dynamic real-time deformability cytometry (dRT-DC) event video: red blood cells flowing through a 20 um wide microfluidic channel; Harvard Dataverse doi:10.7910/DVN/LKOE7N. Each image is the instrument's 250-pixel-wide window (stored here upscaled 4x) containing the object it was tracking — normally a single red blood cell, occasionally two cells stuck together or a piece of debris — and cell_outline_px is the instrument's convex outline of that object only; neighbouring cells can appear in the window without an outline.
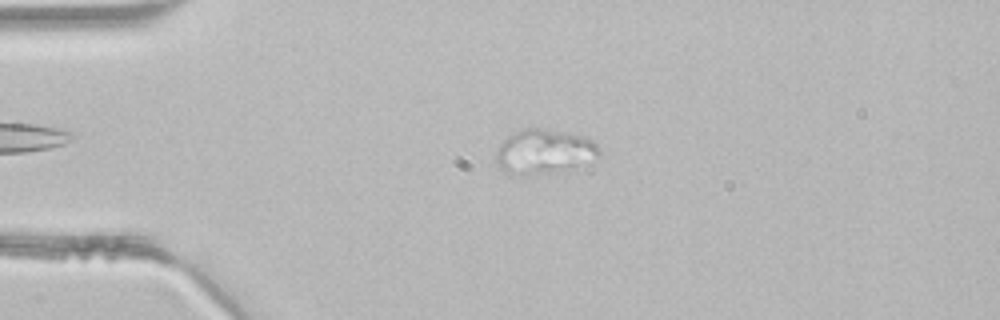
{"species": "common noctule bat (a hibernating species)", "species_latin": "Nyctalus noctula", "temperature_condition": "room temperature", "stored_images_in_passage": 45, "camera_frame_rate_fps": 3000, "um_per_image_px": 0.085, "animal": {"sex": "male", "body_mass_g": 21.5, "forearm_length_mm": 52.0}, "frame": {"image": 1, "passage_image": 10, "time_ms": 3.0, "image_size_px": [1000, 320], "cell_outline_px": [[600, 156], [564, 168], [540, 172], [504, 172], [500, 168], [496, 160], [496, 152], [500, 144], [508, 136], [524, 128], [540, 128], [584, 136], [592, 140], [600, 148]], "centroid_in_image_um": [46.23, 12.81], "position_along_channel_um": 38.8, "area_um2": 25.32}}
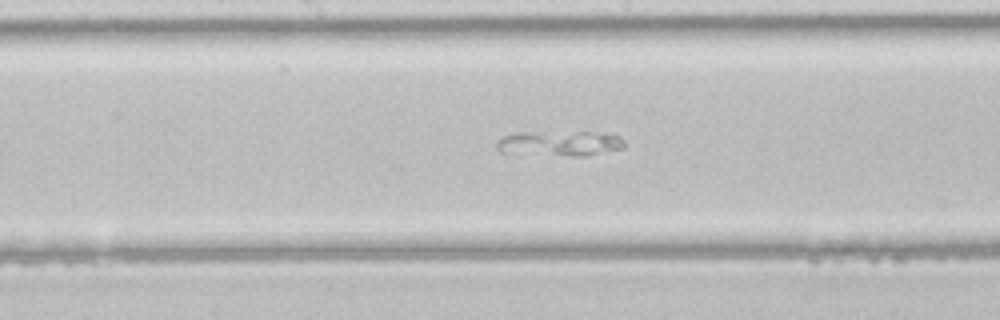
{"frame": {"image": 2, "passage_image": 23, "time_ms": 7.333, "image_size_px": [1000, 320], "cell_outline_px": [[624, 148], [584, 156], [520, 156], [500, 152], [496, 148], [496, 140], [504, 136], [516, 132], [588, 132], [620, 136], [624, 140]], "centroid_in_image_um": [47.44, 12.22], "position_along_channel_um": 200.8, "area_um2": 19.42}}
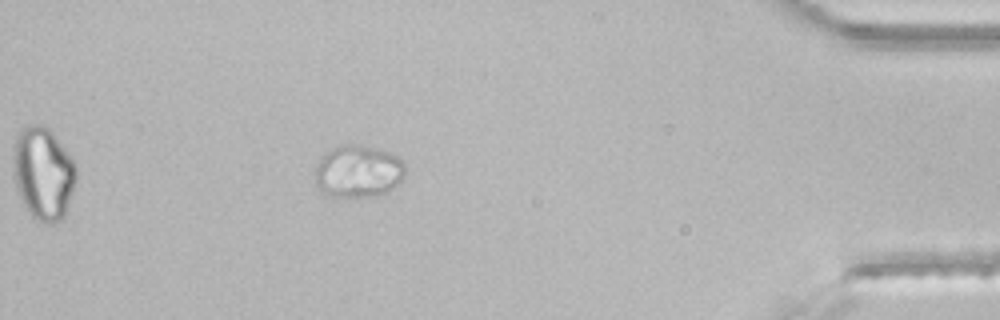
{"frame": {"image": 3, "passage_image": 40, "time_ms": 13.0, "image_size_px": [1000, 320], "cell_outline_px": [[404, 172], [400, 180], [392, 188], [384, 192], [372, 196], [328, 196], [320, 192], [316, 184], [316, 168], [320, 160], [332, 148], [340, 144], [352, 144], [392, 152], [404, 164]], "centroid_in_image_um": [30.41, 14.56], "position_along_channel_um": 404.8, "area_um2": 26.99}}